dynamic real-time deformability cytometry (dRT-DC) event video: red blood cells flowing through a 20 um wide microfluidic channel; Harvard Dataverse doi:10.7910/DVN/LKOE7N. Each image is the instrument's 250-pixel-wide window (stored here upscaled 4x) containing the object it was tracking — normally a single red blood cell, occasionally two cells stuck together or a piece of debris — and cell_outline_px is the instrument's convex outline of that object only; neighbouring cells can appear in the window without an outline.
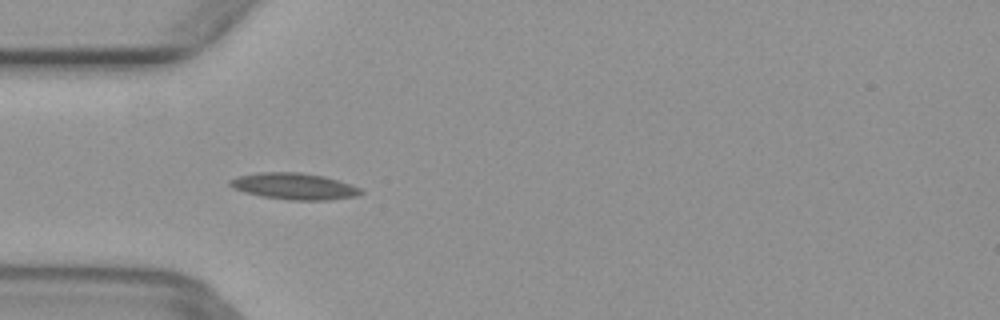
{"species": "common noctule bat (a hibernating species)", "species_latin": "Nyctalus noctula", "temperature_condition": "warm", "stored_images_in_passage": 2, "camera_frame_rate_fps": 3000, "um_per_image_px": 0.085, "animal": {"sex": "female", "body_mass_g": 29.2, "forearm_length_mm": 56.3}, "frame": {"image": 1, "passage_image": 1, "time_ms": 0.0, "image_size_px": [1000, 320], "cell_outline_px": [[364, 192], [356, 196], [328, 200], [288, 200], [264, 196], [244, 192], [232, 188], [228, 184], [228, 180], [236, 176], [260, 172], [300, 172], [324, 176], [352, 184], [360, 188]], "centroid_in_image_um": [24.99, 15.82], "position_along_channel_um": 60.0, "area_um2": 20.29}}